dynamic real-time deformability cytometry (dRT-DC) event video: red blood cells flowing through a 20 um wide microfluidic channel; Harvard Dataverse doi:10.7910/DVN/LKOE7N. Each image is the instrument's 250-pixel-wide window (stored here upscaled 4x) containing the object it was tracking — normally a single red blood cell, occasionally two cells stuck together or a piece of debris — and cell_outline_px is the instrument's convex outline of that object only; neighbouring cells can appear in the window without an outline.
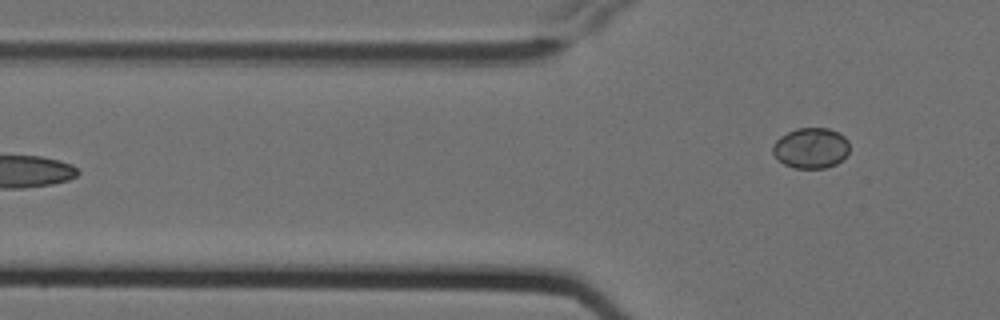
{"species": "Egyptian fruit bat (a non-hibernating species)", "species_latin": "Rousettus aegyptiacus", "temperature_condition": "cold", "stored_images_in_passage": 7, "segment_of_instrument_passage": [2, 2], "camera_frame_rate_fps": 3000, "um_per_image_px": 0.085, "animal": {"sex": "female"}, "frame": {"image": 1, "passage_image": 7, "time_ms": 2.0, "image_size_px": [1000, 320], "cell_outline_px": [[848, 152], [836, 164], [824, 168], [796, 168], [784, 164], [772, 152], [772, 144], [780, 136], [796, 128], [828, 128], [840, 132], [848, 140]], "centroid_in_image_um": [68.92, 12.56], "position_along_channel_um": 56.9, "area_um2": 18.09}}